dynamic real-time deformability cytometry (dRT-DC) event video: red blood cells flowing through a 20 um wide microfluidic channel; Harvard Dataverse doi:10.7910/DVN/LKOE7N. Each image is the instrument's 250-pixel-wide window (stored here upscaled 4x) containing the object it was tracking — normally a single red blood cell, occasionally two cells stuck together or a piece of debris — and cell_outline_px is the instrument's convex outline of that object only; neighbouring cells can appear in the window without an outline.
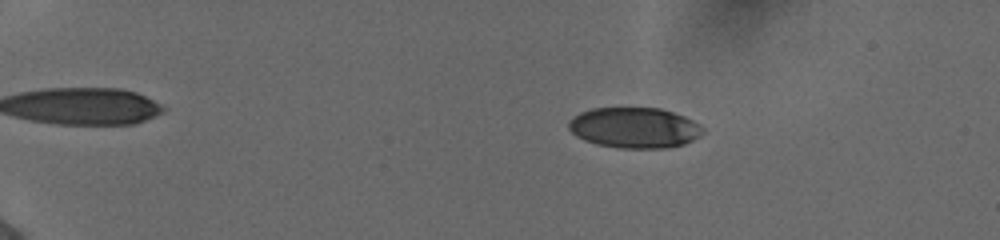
{"species": "human", "species_latin": "Homo sapiens", "temperature_condition": "cold", "stored_images_in_passage": 52, "camera_frame_rate_fps": 3000, "um_per_image_px": 0.085, "donor": {"sex": "female"}, "frame": {"image": 1, "passage_image": 8, "time_ms": 2.333, "image_size_px": [1000, 240], "cell_outline_px": [[704, 132], [700, 136], [684, 144], [668, 148], [616, 148], [596, 144], [584, 140], [576, 136], [568, 128], [568, 120], [572, 116], [580, 112], [592, 108], [660, 108], [684, 116], [700, 124], [704, 128]], "centroid_in_image_um": [53.91, 10.86], "position_along_channel_um": 31.1, "area_um2": 32.02}}
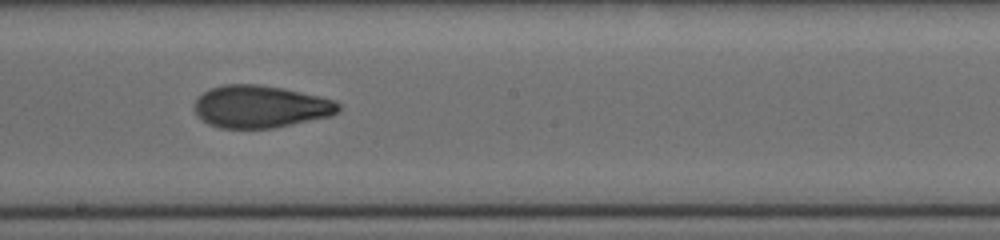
{"frame": {"image": 2, "passage_image": 31, "time_ms": 10.0, "image_size_px": [1000, 240], "cell_outline_px": [[340, 108], [332, 116], [272, 128], [220, 128], [208, 124], [192, 108], [196, 100], [204, 92], [212, 88], [224, 84], [256, 84], [284, 88], [320, 96], [336, 100], [340, 104]], "centroid_in_image_um": [22.16, 9.06], "position_along_channel_um": 226.0, "area_um2": 35.55}}
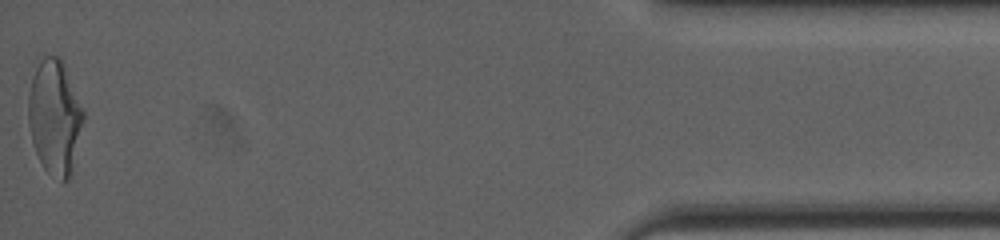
{"frame": {"image": 3, "passage_image": 52, "time_ms": 17.0, "image_size_px": [1000, 240], "cell_outline_px": [[84, 120], [68, 180], [64, 184], [48, 172], [44, 168], [36, 152], [32, 140], [28, 124], [28, 96], [36, 56], [60, 56], [64, 64], [84, 112]], "centroid_in_image_um": [4.62, 9.88], "position_along_channel_um": 430.6, "area_um2": 36.82}, "authors_computed_cell_mechanics": {"area_um2": 34.8534, "velocity_mm_per_s": 3.9037, "shape_relaxation_time_tau1_ms": 5.0285, "shape_relaxation_time_tau2_ms": 1.921, "deformation_change_tau1": 0.1763, "deformation_change_tau2": 0.0822}}